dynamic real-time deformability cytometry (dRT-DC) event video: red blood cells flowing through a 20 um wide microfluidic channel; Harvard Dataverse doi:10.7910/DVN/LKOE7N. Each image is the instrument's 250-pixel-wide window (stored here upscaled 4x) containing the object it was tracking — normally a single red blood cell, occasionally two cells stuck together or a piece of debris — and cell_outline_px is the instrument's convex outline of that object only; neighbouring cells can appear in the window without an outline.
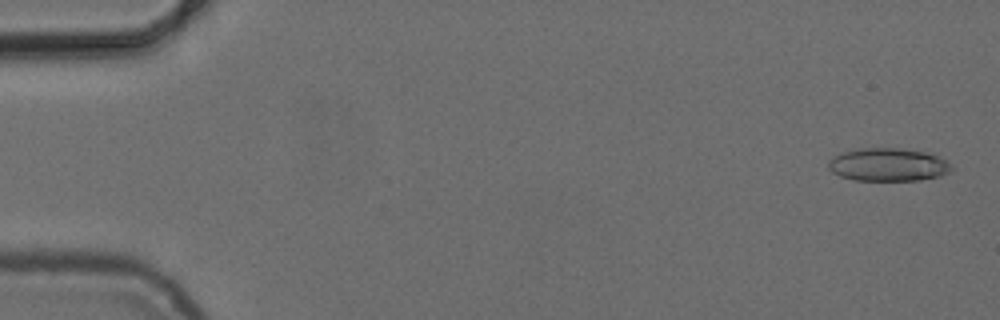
{"species": "common noctule bat (a hibernating species)", "species_latin": "Nyctalus noctula", "temperature_condition": "cold", "stored_images_in_passage": 4, "camera_frame_rate_fps": 3000, "um_per_image_px": 0.085, "animal": {"sex": "female", "body_mass_g": 24.6, "forearm_length_mm": 56.2}, "frame": {"image": 1, "passage_image": 1, "time_ms": 0.0, "image_size_px": [1000, 320], "cell_outline_px": [[952, 168], [948, 172], [940, 176], [920, 180], [856, 180], [840, 176], [832, 172], [828, 168], [828, 160], [840, 152], [856, 148], [900, 148], [928, 152], [944, 160]], "centroid_in_image_um": [75.43, 13.99], "position_along_channel_um": 9.6, "area_um2": 23.7}}
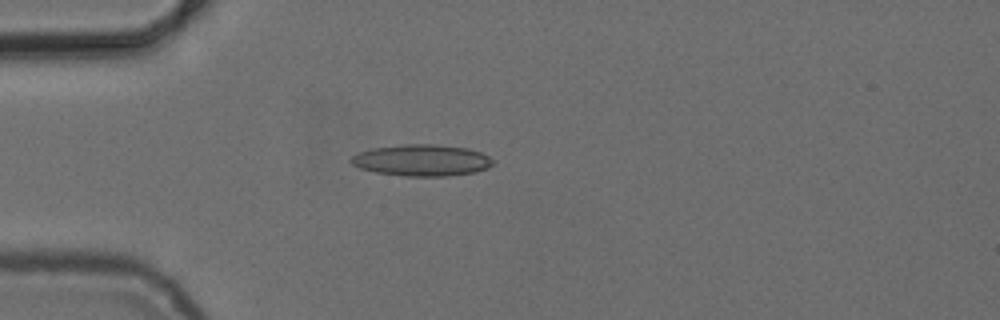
{"frame": {"image": 2, "passage_image": 4, "time_ms": 4.333, "image_size_px": [1000, 320], "cell_outline_px": [[492, 164], [488, 168], [472, 172], [448, 176], [404, 176], [376, 172], [360, 168], [352, 164], [348, 160], [352, 156], [360, 152], [372, 148], [400, 144], [436, 144], [468, 148], [480, 152], [488, 156], [492, 160]], "centroid_in_image_um": [35.82, 13.61], "position_along_channel_um": 49.2, "area_um2": 26.01}}